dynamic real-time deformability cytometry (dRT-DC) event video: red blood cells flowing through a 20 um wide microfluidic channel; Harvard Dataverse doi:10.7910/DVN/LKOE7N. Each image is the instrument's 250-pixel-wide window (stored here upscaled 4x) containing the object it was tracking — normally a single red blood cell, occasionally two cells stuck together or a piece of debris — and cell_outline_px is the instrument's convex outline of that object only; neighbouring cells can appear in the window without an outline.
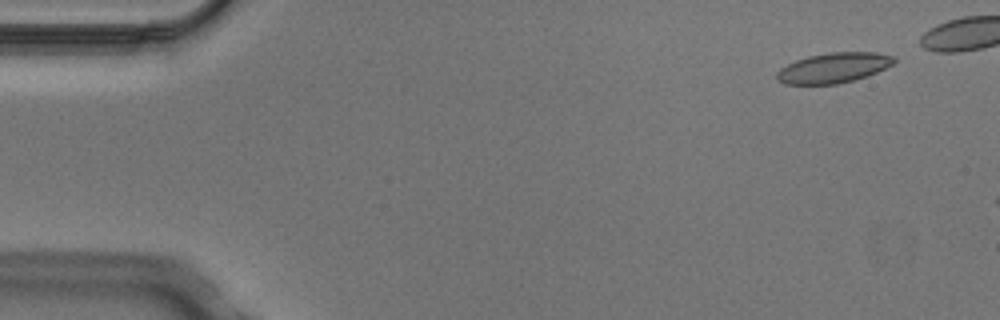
{"species": "Egyptian fruit bat (a non-hibernating species)", "species_latin": "Rousettus aegyptiacus", "temperature_condition": "cold", "stored_images_in_passage": 3, "camera_frame_rate_fps": 3000, "um_per_image_px": 0.085, "animal": {"sex": "male"}, "frame": {"image": 1, "passage_image": 1, "time_ms": 0.0, "image_size_px": [1000, 320], "cell_outline_px": [[896, 60], [892, 64], [868, 76], [836, 84], [784, 84], [776, 80], [776, 72], [780, 68], [796, 60], [808, 56], [832, 52], [876, 52], [896, 56]], "centroid_in_image_um": [70.84, 5.76], "position_along_channel_um": 14.2, "area_um2": 20.58}}